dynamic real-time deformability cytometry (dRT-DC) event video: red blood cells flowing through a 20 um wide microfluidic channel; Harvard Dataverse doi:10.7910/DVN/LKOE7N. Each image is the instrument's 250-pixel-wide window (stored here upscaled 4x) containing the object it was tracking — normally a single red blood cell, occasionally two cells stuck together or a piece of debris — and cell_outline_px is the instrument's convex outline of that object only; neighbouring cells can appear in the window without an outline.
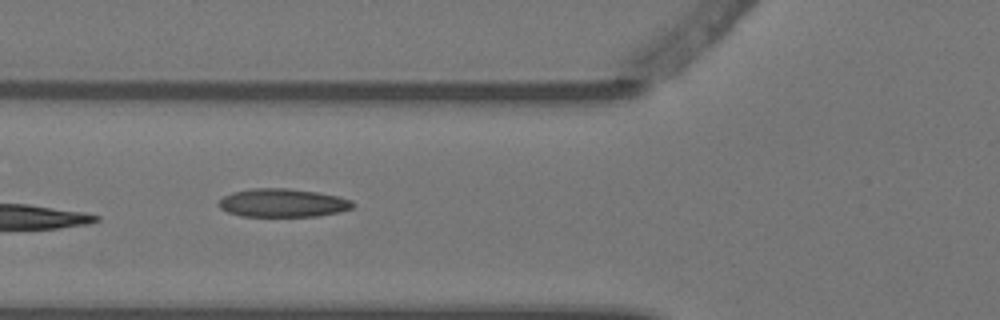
{"species": "Egyptian fruit bat (a non-hibernating species)", "species_latin": "Rousettus aegyptiacus", "temperature_condition": "warm", "stored_images_in_passage": 10, "camera_frame_rate_fps": 3000, "um_per_image_px": 0.085, "animal": {"sex": "female"}, "frame": {"image": 1, "passage_image": 6, "time_ms": 1.667, "image_size_px": [1000, 320], "cell_outline_px": [[356, 204], [352, 208], [340, 212], [316, 216], [240, 216], [228, 212], [220, 208], [220, 200], [224, 196], [236, 192], [256, 188], [288, 188], [316, 192], [340, 196], [352, 200]], "centroid_in_image_um": [24.1, 17.25], "position_along_channel_um": 101.7, "area_um2": 22.02}}
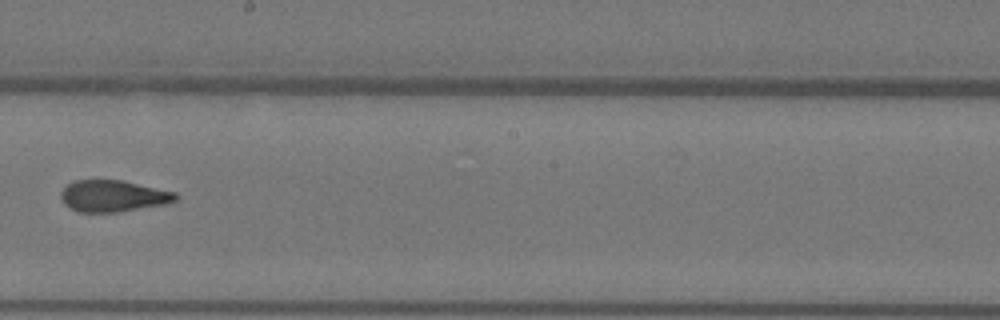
{"frame": {"image": 2, "passage_image": 9, "time_ms": 2.667, "image_size_px": [1000, 320], "cell_outline_px": [[180, 196], [176, 200], [164, 204], [116, 212], [76, 212], [64, 204], [60, 196], [60, 192], [68, 184], [76, 180], [124, 180], [176, 192]], "centroid_in_image_um": [9.61, 16.65], "position_along_channel_um": 238.6, "area_um2": 21.15}}
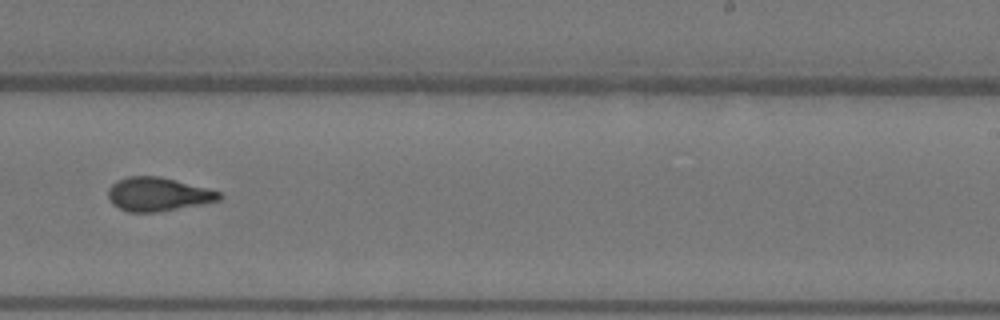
{"frame": {"image": 3, "passage_image": 10, "time_ms": 3.0, "image_size_px": [1000, 320], "cell_outline_px": [[224, 196], [220, 200], [200, 204], [156, 212], [128, 212], [112, 204], [108, 196], [108, 188], [112, 184], [128, 176], [160, 176], [208, 188], [220, 192]], "centroid_in_image_um": [13.43, 16.51], "position_along_channel_um": 275.6, "area_um2": 21.68}}